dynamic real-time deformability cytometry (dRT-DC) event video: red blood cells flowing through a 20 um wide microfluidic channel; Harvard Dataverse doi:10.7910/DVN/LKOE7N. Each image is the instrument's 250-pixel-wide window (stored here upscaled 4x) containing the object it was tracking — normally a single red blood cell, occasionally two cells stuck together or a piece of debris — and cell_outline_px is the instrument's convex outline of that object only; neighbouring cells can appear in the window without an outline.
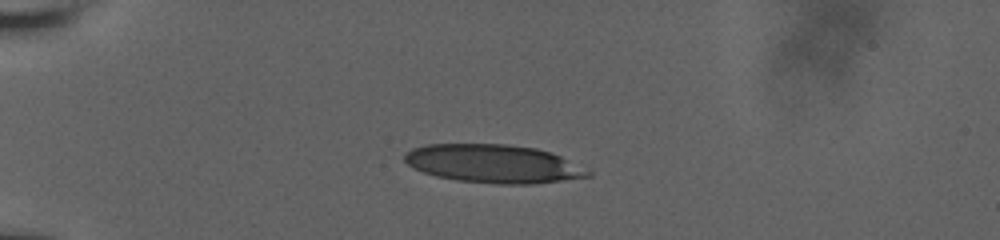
{"species": "human", "species_latin": "Homo sapiens", "temperature_condition": "room temperature", "stored_images_in_passage": 10, "camera_frame_rate_fps": 3000, "um_per_image_px": 0.085, "donor": {"sex": "male"}, "frame": {"image": 1, "passage_image": 1, "time_ms": 0.0, "image_size_px": [1000, 240], "cell_outline_px": [[592, 176], [532, 184], [496, 184], [456, 180], [436, 176], [424, 172], [408, 164], [404, 160], [404, 152], [412, 148], [428, 144], [508, 144], [536, 148], [560, 156], [592, 172]], "centroid_in_image_um": [41.92, 13.91], "position_along_channel_um": 43.1, "area_um2": 40.81}}
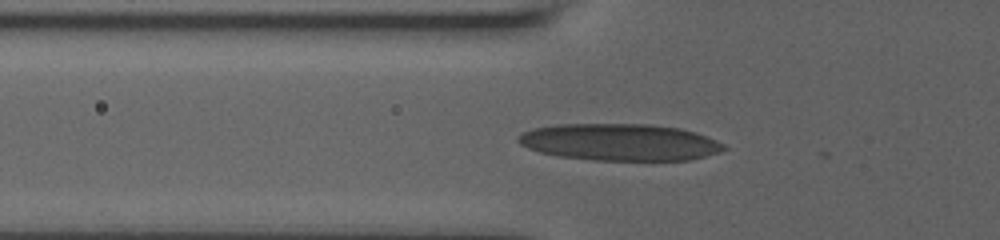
{"frame": {"image": 2, "passage_image": 5, "time_ms": 2.0, "image_size_px": [1000, 240], "cell_outline_px": [[728, 148], [720, 152], [688, 160], [592, 160], [560, 156], [540, 152], [528, 148], [520, 144], [516, 140], [524, 132], [536, 128], [556, 124], [652, 124], [680, 128], [696, 132], [716, 140], [724, 144]], "centroid_in_image_um": [52.71, 12.08], "position_along_channel_um": 73.1, "area_um2": 44.1}}
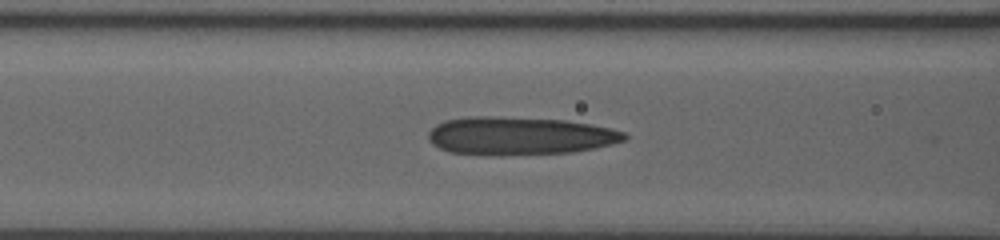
{"frame": {"image": 3, "passage_image": 9, "time_ms": 3.333, "image_size_px": [1000, 240], "cell_outline_px": [[628, 136], [624, 140], [612, 144], [572, 152], [500, 156], [448, 152], [432, 144], [428, 140], [428, 132], [436, 124], [444, 120], [468, 116], [500, 116], [568, 120], [592, 124], [612, 128], [624, 132]], "centroid_in_image_um": [44.14, 11.54], "position_along_channel_um": 122.5, "area_um2": 44.04}}